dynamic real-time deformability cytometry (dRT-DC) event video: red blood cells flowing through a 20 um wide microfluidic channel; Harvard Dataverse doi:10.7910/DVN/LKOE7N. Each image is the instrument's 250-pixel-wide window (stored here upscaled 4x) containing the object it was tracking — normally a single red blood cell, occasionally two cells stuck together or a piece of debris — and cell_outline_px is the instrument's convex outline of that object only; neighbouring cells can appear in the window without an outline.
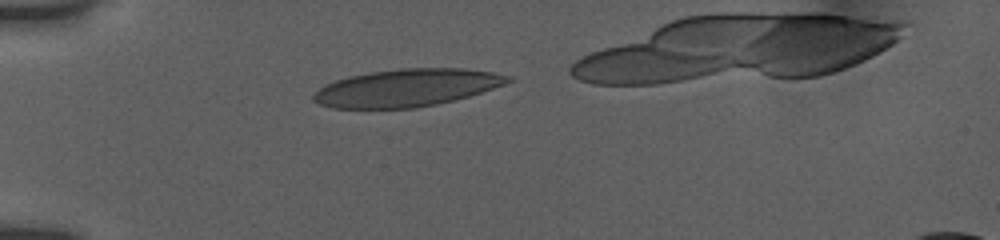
{"species": "human", "species_latin": "Homo sapiens", "temperature_condition": "room temperature", "stored_images_in_passage": 50, "camera_frame_rate_fps": 3000, "um_per_image_px": 0.085, "donor": {"sex": "female"}, "frame": {"image": 1, "passage_image": 4, "time_ms": 0.667, "image_size_px": [1000, 240], "cell_outline_px": [[516, 80], [468, 96], [436, 104], [416, 108], [332, 108], [320, 104], [312, 100], [312, 96], [324, 84], [348, 76], [368, 72], [400, 68], [464, 68], [492, 72], [512, 76]], "centroid_in_image_um": [34.57, 7.45], "position_along_channel_um": 50.4, "area_um2": 42.48}}
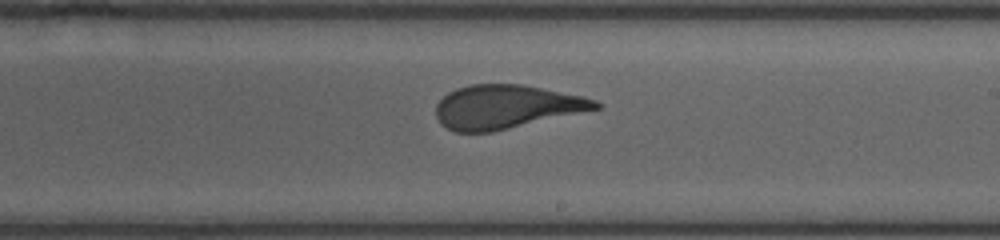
{"frame": {"image": 2, "passage_image": 28, "time_ms": 6.333, "image_size_px": [1000, 240], "cell_outline_px": [[600, 108], [492, 132], [456, 132], [440, 124], [436, 116], [436, 104], [448, 92], [456, 88], [468, 84], [520, 84], [584, 96], [596, 100], [600, 104]], "centroid_in_image_um": [42.99, 9.07], "position_along_channel_um": 246.0, "area_um2": 40.46}}
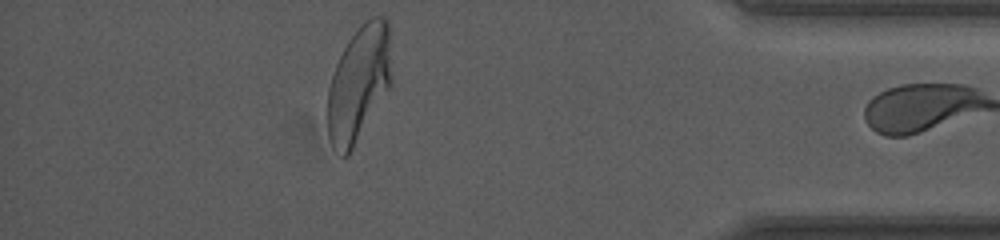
{"frame": {"image": 3, "passage_image": 49, "time_ms": 11.333, "image_size_px": [1000, 240], "cell_outline_px": [[392, 84], [348, 156], [340, 156], [332, 148], [328, 136], [328, 88], [336, 64], [348, 40], [360, 24], [364, 20], [372, 16], [384, 16], [388, 20], [392, 76]], "centroid_in_image_um": [30.51, 7.08], "position_along_channel_um": 404.7, "area_um2": 43.41}}